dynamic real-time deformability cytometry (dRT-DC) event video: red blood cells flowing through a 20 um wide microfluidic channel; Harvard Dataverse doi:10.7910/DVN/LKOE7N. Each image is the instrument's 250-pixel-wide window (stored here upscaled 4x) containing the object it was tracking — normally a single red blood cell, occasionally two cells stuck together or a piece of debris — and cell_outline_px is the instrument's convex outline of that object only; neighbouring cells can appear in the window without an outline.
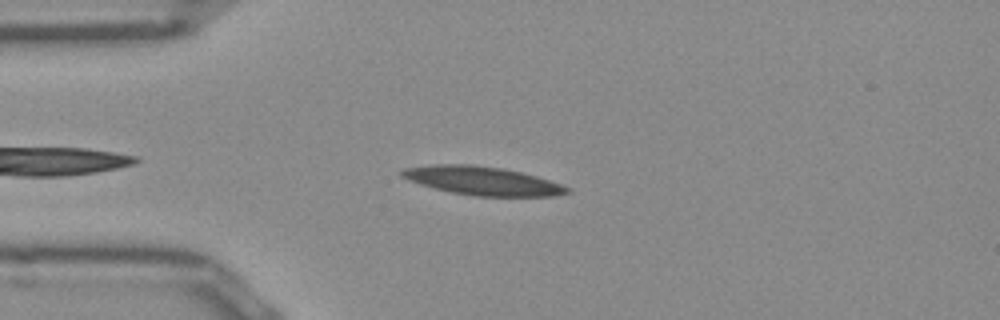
{"species": "Egyptian fruit bat (a non-hibernating species)", "species_latin": "Rousettus aegyptiacus", "temperature_condition": "room temperature", "stored_images_in_passage": 43, "camera_frame_rate_fps": 3000, "um_per_image_px": 0.085, "frame": {"image": 1, "passage_image": 4, "time_ms": 1.0, "image_size_px": [1000, 320], "cell_outline_px": [[572, 192], [552, 196], [480, 196], [452, 192], [420, 184], [400, 176], [400, 172], [404, 168], [432, 164], [472, 164], [504, 168], [536, 176], [572, 188]], "centroid_in_image_um": [41.02, 15.36], "position_along_channel_um": 44.0, "area_um2": 27.34}}
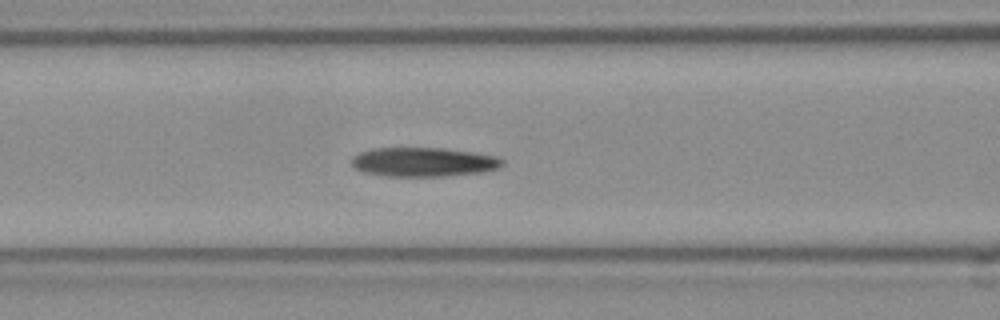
{"frame": {"image": 2, "passage_image": 12, "time_ms": 3.667, "image_size_px": [1000, 320], "cell_outline_px": [[504, 164], [500, 168], [480, 172], [444, 176], [384, 176], [364, 172], [356, 168], [352, 164], [352, 156], [360, 152], [372, 148], [444, 148], [476, 152], [496, 156], [504, 160]], "centroid_in_image_um": [36.02, 13.76], "position_along_channel_um": 130.6, "area_um2": 25.72}}
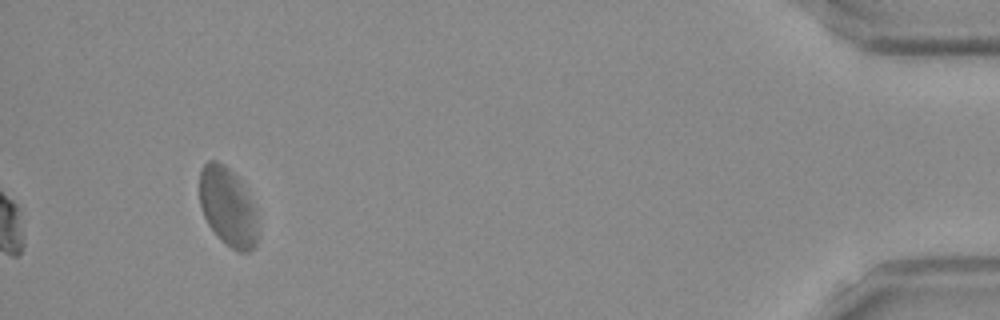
{"frame": {"image": 3, "passage_image": 40, "time_ms": 13.0, "image_size_px": [1000, 320], "cell_outline_px": [[260, 236], [256, 244], [248, 252], [240, 252], [232, 248], [208, 224], [204, 216], [200, 204], [200, 172], [204, 164], [208, 160], [216, 160], [224, 164], [240, 180], [252, 204], [260, 224]], "centroid_in_image_um": [19.4, 17.58], "position_along_channel_um": 415.8, "area_um2": 26.59}, "authors_computed_cell_mechanics": {"area_um2": 25.721, "velocity_mm_per_s": 3.8593, "shape_relaxation_time_tau1_ms": 8.7497, "shape_relaxation_time_tau2_ms": 2.3568, "deformation_change_tau1": 0.2276, "deformation_change_tau2": 0.087}}